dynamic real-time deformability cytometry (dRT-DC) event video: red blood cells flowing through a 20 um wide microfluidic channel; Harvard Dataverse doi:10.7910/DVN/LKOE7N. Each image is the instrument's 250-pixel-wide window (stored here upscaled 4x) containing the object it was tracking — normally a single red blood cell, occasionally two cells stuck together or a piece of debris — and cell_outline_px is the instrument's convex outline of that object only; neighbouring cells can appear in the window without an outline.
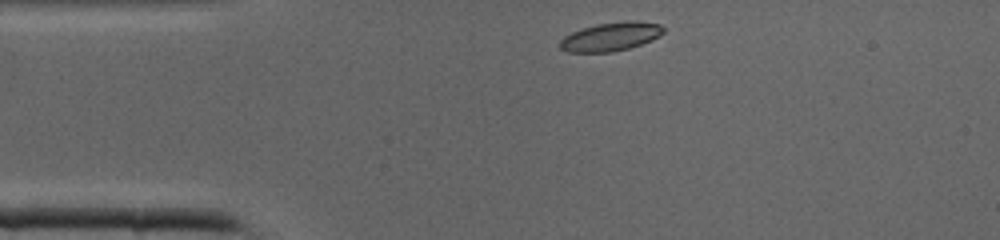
{"species": "common noctule bat (a hibernating species)", "species_latin": "Nyctalus noctula", "temperature_condition": "cold", "stored_images_in_passage": 34, "camera_frame_rate_fps": 3000, "um_per_image_px": 0.085, "animal": {"sex": "male", "body_mass_g": 19.0, "forearm_length_mm": 50.8}, "frame": {"image": 1, "passage_image": 1, "time_ms": 0.0, "image_size_px": [1000, 240], "cell_outline_px": [[664, 32], [660, 36], [652, 40], [628, 48], [612, 52], [568, 52], [560, 48], [560, 40], [564, 36], [572, 32], [596, 24], [628, 20], [660, 24], [664, 28]], "centroid_in_image_um": [51.92, 3.11], "position_along_channel_um": 33.1, "area_um2": 17.17}}
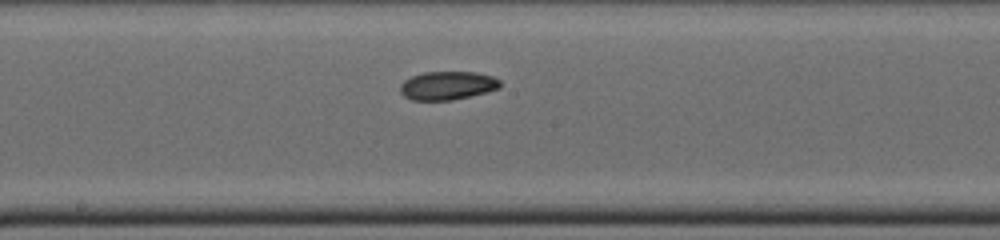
{"frame": {"image": 2, "passage_image": 14, "time_ms": 4.333, "image_size_px": [1000, 240], "cell_outline_px": [[500, 88], [452, 100], [412, 100], [404, 96], [400, 92], [400, 84], [404, 80], [412, 76], [424, 72], [476, 72], [492, 76], [500, 80]], "centroid_in_image_um": [38.01, 7.26], "position_along_channel_um": 210.2, "area_um2": 16.47}}
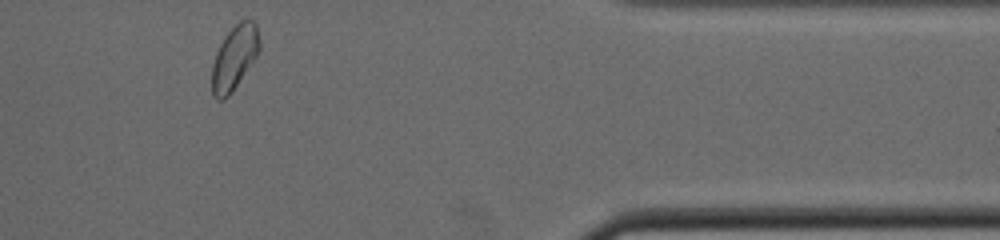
{"frame": {"image": 3, "passage_image": 27, "time_ms": 8.667, "image_size_px": [1000, 240], "cell_outline_px": [[260, 48], [256, 56], [232, 92], [224, 100], [216, 100], [212, 96], [212, 64], [216, 52], [220, 44], [228, 32], [240, 20], [252, 20], [256, 24], [260, 44]], "centroid_in_image_um": [19.9, 4.93], "position_along_channel_um": 391.5, "area_um2": 17.63}}